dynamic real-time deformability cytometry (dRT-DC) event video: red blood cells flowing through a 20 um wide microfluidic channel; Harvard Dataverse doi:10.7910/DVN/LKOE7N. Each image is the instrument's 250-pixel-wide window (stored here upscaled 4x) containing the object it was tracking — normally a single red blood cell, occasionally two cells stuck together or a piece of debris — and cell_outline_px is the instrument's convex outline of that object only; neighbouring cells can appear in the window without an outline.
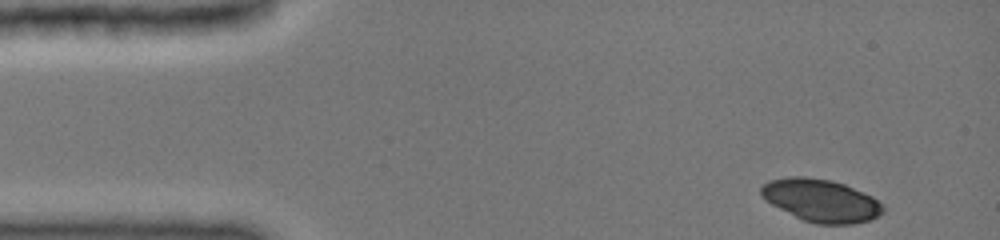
{"species": "common noctule bat (a hibernating species)", "species_latin": "Nyctalus noctula", "temperature_condition": "cold", "stored_images_in_passage": 8, "camera_frame_rate_fps": 3000, "um_per_image_px": 0.085, "animal": {"sex": "female", "body_mass_g": 19.0, "forearm_length_mm": 51.5}, "frame": {"image": 1, "passage_image": 1, "time_ms": 0.0, "image_size_px": [1000, 240], "cell_outline_px": [[884, 212], [868, 220], [852, 224], [816, 224], [804, 220], [764, 200], [760, 196], [760, 188], [768, 180], [788, 176], [804, 176], [832, 180], [844, 184], [872, 196], [884, 208]], "centroid_in_image_um": [69.75, 17.02], "position_along_channel_um": 15.3, "area_um2": 30.11}}
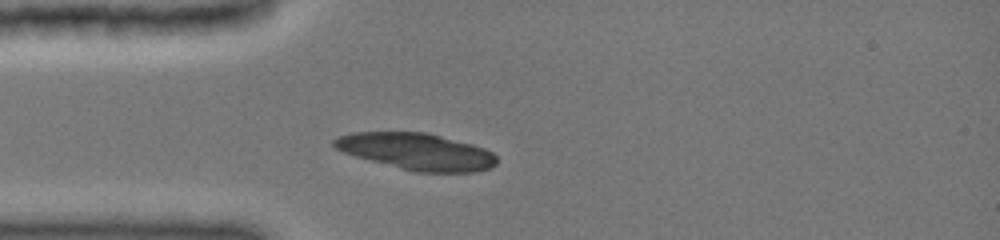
{"frame": {"image": 2, "passage_image": 6, "time_ms": 3.0, "image_size_px": [1000, 240], "cell_outline_px": [[496, 164], [492, 168], [476, 172], [416, 172], [400, 168], [356, 156], [344, 152], [336, 148], [332, 144], [332, 140], [336, 136], [352, 132], [424, 132], [472, 144], [484, 148], [492, 152], [496, 156]], "centroid_in_image_um": [35.41, 12.88], "position_along_channel_um": 49.6, "area_um2": 34.62}}